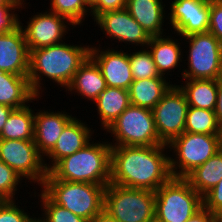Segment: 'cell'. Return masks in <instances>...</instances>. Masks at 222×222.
Segmentation results:
<instances>
[{
	"mask_svg": "<svg viewBox=\"0 0 222 222\" xmlns=\"http://www.w3.org/2000/svg\"><path fill=\"white\" fill-rule=\"evenodd\" d=\"M168 146H116L111 148L110 183L156 191L172 174Z\"/></svg>",
	"mask_w": 222,
	"mask_h": 222,
	"instance_id": "obj_1",
	"label": "cell"
},
{
	"mask_svg": "<svg viewBox=\"0 0 222 222\" xmlns=\"http://www.w3.org/2000/svg\"><path fill=\"white\" fill-rule=\"evenodd\" d=\"M30 51L28 80L36 96L42 94L43 76L65 89L70 85L79 67L89 57L90 47L65 42ZM42 78V79H41Z\"/></svg>",
	"mask_w": 222,
	"mask_h": 222,
	"instance_id": "obj_2",
	"label": "cell"
},
{
	"mask_svg": "<svg viewBox=\"0 0 222 222\" xmlns=\"http://www.w3.org/2000/svg\"><path fill=\"white\" fill-rule=\"evenodd\" d=\"M111 148L107 141L95 144L92 141L61 159L49 173L58 180L107 186L110 183Z\"/></svg>",
	"mask_w": 222,
	"mask_h": 222,
	"instance_id": "obj_3",
	"label": "cell"
},
{
	"mask_svg": "<svg viewBox=\"0 0 222 222\" xmlns=\"http://www.w3.org/2000/svg\"><path fill=\"white\" fill-rule=\"evenodd\" d=\"M40 187L55 204L88 222L104 208L105 185L58 180L47 172Z\"/></svg>",
	"mask_w": 222,
	"mask_h": 222,
	"instance_id": "obj_4",
	"label": "cell"
},
{
	"mask_svg": "<svg viewBox=\"0 0 222 222\" xmlns=\"http://www.w3.org/2000/svg\"><path fill=\"white\" fill-rule=\"evenodd\" d=\"M203 208V197L185 178L172 177L155 191V217L162 222H186Z\"/></svg>",
	"mask_w": 222,
	"mask_h": 222,
	"instance_id": "obj_5",
	"label": "cell"
},
{
	"mask_svg": "<svg viewBox=\"0 0 222 222\" xmlns=\"http://www.w3.org/2000/svg\"><path fill=\"white\" fill-rule=\"evenodd\" d=\"M104 209L118 222H149L155 217V191L109 183Z\"/></svg>",
	"mask_w": 222,
	"mask_h": 222,
	"instance_id": "obj_6",
	"label": "cell"
},
{
	"mask_svg": "<svg viewBox=\"0 0 222 222\" xmlns=\"http://www.w3.org/2000/svg\"><path fill=\"white\" fill-rule=\"evenodd\" d=\"M116 141V146L163 145L155 128L153 111L148 108L129 105L126 110L106 129Z\"/></svg>",
	"mask_w": 222,
	"mask_h": 222,
	"instance_id": "obj_7",
	"label": "cell"
},
{
	"mask_svg": "<svg viewBox=\"0 0 222 222\" xmlns=\"http://www.w3.org/2000/svg\"><path fill=\"white\" fill-rule=\"evenodd\" d=\"M175 158L170 157V171L174 178H185L196 167L207 162L220 151L219 135L184 132L168 145ZM179 169V170H178Z\"/></svg>",
	"mask_w": 222,
	"mask_h": 222,
	"instance_id": "obj_8",
	"label": "cell"
},
{
	"mask_svg": "<svg viewBox=\"0 0 222 222\" xmlns=\"http://www.w3.org/2000/svg\"><path fill=\"white\" fill-rule=\"evenodd\" d=\"M189 44L188 68L184 79H222V43L210 32L194 33L183 37ZM188 40V41H187Z\"/></svg>",
	"mask_w": 222,
	"mask_h": 222,
	"instance_id": "obj_9",
	"label": "cell"
},
{
	"mask_svg": "<svg viewBox=\"0 0 222 222\" xmlns=\"http://www.w3.org/2000/svg\"><path fill=\"white\" fill-rule=\"evenodd\" d=\"M0 160L24 180L41 186L44 183L47 176L45 158L39 154L34 140L0 139Z\"/></svg>",
	"mask_w": 222,
	"mask_h": 222,
	"instance_id": "obj_10",
	"label": "cell"
},
{
	"mask_svg": "<svg viewBox=\"0 0 222 222\" xmlns=\"http://www.w3.org/2000/svg\"><path fill=\"white\" fill-rule=\"evenodd\" d=\"M188 107L185 93L174 84L152 109L157 134L164 144L185 132Z\"/></svg>",
	"mask_w": 222,
	"mask_h": 222,
	"instance_id": "obj_11",
	"label": "cell"
},
{
	"mask_svg": "<svg viewBox=\"0 0 222 222\" xmlns=\"http://www.w3.org/2000/svg\"><path fill=\"white\" fill-rule=\"evenodd\" d=\"M29 20L25 28L19 20L29 50L62 43V38H65V33L69 31L68 25H72L65 17L50 11L37 12V15L31 16Z\"/></svg>",
	"mask_w": 222,
	"mask_h": 222,
	"instance_id": "obj_12",
	"label": "cell"
},
{
	"mask_svg": "<svg viewBox=\"0 0 222 222\" xmlns=\"http://www.w3.org/2000/svg\"><path fill=\"white\" fill-rule=\"evenodd\" d=\"M168 19L174 33L181 37L209 30L210 2L206 0H174Z\"/></svg>",
	"mask_w": 222,
	"mask_h": 222,
	"instance_id": "obj_13",
	"label": "cell"
},
{
	"mask_svg": "<svg viewBox=\"0 0 222 222\" xmlns=\"http://www.w3.org/2000/svg\"><path fill=\"white\" fill-rule=\"evenodd\" d=\"M103 34L109 35L110 39H117L120 43L126 42L128 45L147 47L150 35L131 16L126 8L114 11H106L99 14L95 19Z\"/></svg>",
	"mask_w": 222,
	"mask_h": 222,
	"instance_id": "obj_14",
	"label": "cell"
},
{
	"mask_svg": "<svg viewBox=\"0 0 222 222\" xmlns=\"http://www.w3.org/2000/svg\"><path fill=\"white\" fill-rule=\"evenodd\" d=\"M90 45L89 57L99 67L108 87L128 90L132 82V71L128 52L113 48L99 49Z\"/></svg>",
	"mask_w": 222,
	"mask_h": 222,
	"instance_id": "obj_15",
	"label": "cell"
},
{
	"mask_svg": "<svg viewBox=\"0 0 222 222\" xmlns=\"http://www.w3.org/2000/svg\"><path fill=\"white\" fill-rule=\"evenodd\" d=\"M30 51L20 24L0 35V71L28 76Z\"/></svg>",
	"mask_w": 222,
	"mask_h": 222,
	"instance_id": "obj_16",
	"label": "cell"
},
{
	"mask_svg": "<svg viewBox=\"0 0 222 222\" xmlns=\"http://www.w3.org/2000/svg\"><path fill=\"white\" fill-rule=\"evenodd\" d=\"M74 118L65 111H39L35 113L34 142L44 158L55 146L65 126Z\"/></svg>",
	"mask_w": 222,
	"mask_h": 222,
	"instance_id": "obj_17",
	"label": "cell"
},
{
	"mask_svg": "<svg viewBox=\"0 0 222 222\" xmlns=\"http://www.w3.org/2000/svg\"><path fill=\"white\" fill-rule=\"evenodd\" d=\"M91 128L77 118H73L64 128L54 148L45 156L51 159V163L44 165L49 172L61 159L84 148L92 139ZM52 164V165H51Z\"/></svg>",
	"mask_w": 222,
	"mask_h": 222,
	"instance_id": "obj_18",
	"label": "cell"
},
{
	"mask_svg": "<svg viewBox=\"0 0 222 222\" xmlns=\"http://www.w3.org/2000/svg\"><path fill=\"white\" fill-rule=\"evenodd\" d=\"M165 3L162 0H127L126 9L150 35L162 36L165 29Z\"/></svg>",
	"mask_w": 222,
	"mask_h": 222,
	"instance_id": "obj_19",
	"label": "cell"
},
{
	"mask_svg": "<svg viewBox=\"0 0 222 222\" xmlns=\"http://www.w3.org/2000/svg\"><path fill=\"white\" fill-rule=\"evenodd\" d=\"M106 87V81L99 67L88 57L75 73L66 91L77 92L78 96L94 102Z\"/></svg>",
	"mask_w": 222,
	"mask_h": 222,
	"instance_id": "obj_20",
	"label": "cell"
},
{
	"mask_svg": "<svg viewBox=\"0 0 222 222\" xmlns=\"http://www.w3.org/2000/svg\"><path fill=\"white\" fill-rule=\"evenodd\" d=\"M37 98L39 96L32 92L27 76L0 71V104L17 109Z\"/></svg>",
	"mask_w": 222,
	"mask_h": 222,
	"instance_id": "obj_21",
	"label": "cell"
},
{
	"mask_svg": "<svg viewBox=\"0 0 222 222\" xmlns=\"http://www.w3.org/2000/svg\"><path fill=\"white\" fill-rule=\"evenodd\" d=\"M153 36L150 37L147 49L152 54L156 69L161 76L178 67L182 62V49L177 42L179 39H172L169 35L164 37ZM176 40V41H175ZM179 63V64H178Z\"/></svg>",
	"mask_w": 222,
	"mask_h": 222,
	"instance_id": "obj_22",
	"label": "cell"
},
{
	"mask_svg": "<svg viewBox=\"0 0 222 222\" xmlns=\"http://www.w3.org/2000/svg\"><path fill=\"white\" fill-rule=\"evenodd\" d=\"M165 78L134 80L128 89L131 104L152 110L173 85Z\"/></svg>",
	"mask_w": 222,
	"mask_h": 222,
	"instance_id": "obj_23",
	"label": "cell"
},
{
	"mask_svg": "<svg viewBox=\"0 0 222 222\" xmlns=\"http://www.w3.org/2000/svg\"><path fill=\"white\" fill-rule=\"evenodd\" d=\"M93 103L97 106L103 130H106L131 105L128 90L108 86Z\"/></svg>",
	"mask_w": 222,
	"mask_h": 222,
	"instance_id": "obj_24",
	"label": "cell"
},
{
	"mask_svg": "<svg viewBox=\"0 0 222 222\" xmlns=\"http://www.w3.org/2000/svg\"><path fill=\"white\" fill-rule=\"evenodd\" d=\"M184 85H178L185 93L189 107L215 111L219 80L184 79Z\"/></svg>",
	"mask_w": 222,
	"mask_h": 222,
	"instance_id": "obj_25",
	"label": "cell"
},
{
	"mask_svg": "<svg viewBox=\"0 0 222 222\" xmlns=\"http://www.w3.org/2000/svg\"><path fill=\"white\" fill-rule=\"evenodd\" d=\"M29 107L26 105L12 110L0 133V139L34 140L35 112Z\"/></svg>",
	"mask_w": 222,
	"mask_h": 222,
	"instance_id": "obj_26",
	"label": "cell"
},
{
	"mask_svg": "<svg viewBox=\"0 0 222 222\" xmlns=\"http://www.w3.org/2000/svg\"><path fill=\"white\" fill-rule=\"evenodd\" d=\"M185 179L203 197L222 179V152L218 151L207 162L196 167Z\"/></svg>",
	"mask_w": 222,
	"mask_h": 222,
	"instance_id": "obj_27",
	"label": "cell"
},
{
	"mask_svg": "<svg viewBox=\"0 0 222 222\" xmlns=\"http://www.w3.org/2000/svg\"><path fill=\"white\" fill-rule=\"evenodd\" d=\"M221 128L215 111L188 107L185 121V132L219 135Z\"/></svg>",
	"mask_w": 222,
	"mask_h": 222,
	"instance_id": "obj_28",
	"label": "cell"
},
{
	"mask_svg": "<svg viewBox=\"0 0 222 222\" xmlns=\"http://www.w3.org/2000/svg\"><path fill=\"white\" fill-rule=\"evenodd\" d=\"M49 11L65 17L73 28L81 25L90 9L83 0H50Z\"/></svg>",
	"mask_w": 222,
	"mask_h": 222,
	"instance_id": "obj_29",
	"label": "cell"
},
{
	"mask_svg": "<svg viewBox=\"0 0 222 222\" xmlns=\"http://www.w3.org/2000/svg\"><path fill=\"white\" fill-rule=\"evenodd\" d=\"M141 49L128 54L133 79L140 80L159 77L160 74L156 69L151 52L147 50V47Z\"/></svg>",
	"mask_w": 222,
	"mask_h": 222,
	"instance_id": "obj_30",
	"label": "cell"
},
{
	"mask_svg": "<svg viewBox=\"0 0 222 222\" xmlns=\"http://www.w3.org/2000/svg\"><path fill=\"white\" fill-rule=\"evenodd\" d=\"M38 196L41 198L40 202L44 212L41 219L44 222H88L68 209L55 204L43 191Z\"/></svg>",
	"mask_w": 222,
	"mask_h": 222,
	"instance_id": "obj_31",
	"label": "cell"
},
{
	"mask_svg": "<svg viewBox=\"0 0 222 222\" xmlns=\"http://www.w3.org/2000/svg\"><path fill=\"white\" fill-rule=\"evenodd\" d=\"M21 178L11 167L0 160V201L14 200L17 194L18 183H22ZM21 181V182H20Z\"/></svg>",
	"mask_w": 222,
	"mask_h": 222,
	"instance_id": "obj_32",
	"label": "cell"
},
{
	"mask_svg": "<svg viewBox=\"0 0 222 222\" xmlns=\"http://www.w3.org/2000/svg\"><path fill=\"white\" fill-rule=\"evenodd\" d=\"M15 200L0 201V222H31L34 217L19 208Z\"/></svg>",
	"mask_w": 222,
	"mask_h": 222,
	"instance_id": "obj_33",
	"label": "cell"
},
{
	"mask_svg": "<svg viewBox=\"0 0 222 222\" xmlns=\"http://www.w3.org/2000/svg\"><path fill=\"white\" fill-rule=\"evenodd\" d=\"M203 207L216 216L222 212V179L203 196Z\"/></svg>",
	"mask_w": 222,
	"mask_h": 222,
	"instance_id": "obj_34",
	"label": "cell"
},
{
	"mask_svg": "<svg viewBox=\"0 0 222 222\" xmlns=\"http://www.w3.org/2000/svg\"><path fill=\"white\" fill-rule=\"evenodd\" d=\"M222 43V1L210 2L209 30Z\"/></svg>",
	"mask_w": 222,
	"mask_h": 222,
	"instance_id": "obj_35",
	"label": "cell"
},
{
	"mask_svg": "<svg viewBox=\"0 0 222 222\" xmlns=\"http://www.w3.org/2000/svg\"><path fill=\"white\" fill-rule=\"evenodd\" d=\"M16 9L18 8L15 6H0V35L11 31L19 24L20 18L15 12Z\"/></svg>",
	"mask_w": 222,
	"mask_h": 222,
	"instance_id": "obj_36",
	"label": "cell"
},
{
	"mask_svg": "<svg viewBox=\"0 0 222 222\" xmlns=\"http://www.w3.org/2000/svg\"><path fill=\"white\" fill-rule=\"evenodd\" d=\"M127 0H99L91 9L90 14L95 19L99 14L106 11H114L126 8Z\"/></svg>",
	"mask_w": 222,
	"mask_h": 222,
	"instance_id": "obj_37",
	"label": "cell"
},
{
	"mask_svg": "<svg viewBox=\"0 0 222 222\" xmlns=\"http://www.w3.org/2000/svg\"><path fill=\"white\" fill-rule=\"evenodd\" d=\"M186 222H217V216L203 207Z\"/></svg>",
	"mask_w": 222,
	"mask_h": 222,
	"instance_id": "obj_38",
	"label": "cell"
},
{
	"mask_svg": "<svg viewBox=\"0 0 222 222\" xmlns=\"http://www.w3.org/2000/svg\"><path fill=\"white\" fill-rule=\"evenodd\" d=\"M215 114H216L219 126L222 129V79H219Z\"/></svg>",
	"mask_w": 222,
	"mask_h": 222,
	"instance_id": "obj_39",
	"label": "cell"
},
{
	"mask_svg": "<svg viewBox=\"0 0 222 222\" xmlns=\"http://www.w3.org/2000/svg\"><path fill=\"white\" fill-rule=\"evenodd\" d=\"M90 222H118L107 210L104 208L95 215Z\"/></svg>",
	"mask_w": 222,
	"mask_h": 222,
	"instance_id": "obj_40",
	"label": "cell"
},
{
	"mask_svg": "<svg viewBox=\"0 0 222 222\" xmlns=\"http://www.w3.org/2000/svg\"><path fill=\"white\" fill-rule=\"evenodd\" d=\"M13 109L10 106L0 104V133Z\"/></svg>",
	"mask_w": 222,
	"mask_h": 222,
	"instance_id": "obj_41",
	"label": "cell"
},
{
	"mask_svg": "<svg viewBox=\"0 0 222 222\" xmlns=\"http://www.w3.org/2000/svg\"><path fill=\"white\" fill-rule=\"evenodd\" d=\"M6 1L8 3H11L13 6H15L18 9L22 8V6L24 8V4H26L24 3L25 2L24 0H6Z\"/></svg>",
	"mask_w": 222,
	"mask_h": 222,
	"instance_id": "obj_42",
	"label": "cell"
},
{
	"mask_svg": "<svg viewBox=\"0 0 222 222\" xmlns=\"http://www.w3.org/2000/svg\"><path fill=\"white\" fill-rule=\"evenodd\" d=\"M86 6L91 10L99 0H83Z\"/></svg>",
	"mask_w": 222,
	"mask_h": 222,
	"instance_id": "obj_43",
	"label": "cell"
},
{
	"mask_svg": "<svg viewBox=\"0 0 222 222\" xmlns=\"http://www.w3.org/2000/svg\"><path fill=\"white\" fill-rule=\"evenodd\" d=\"M219 147L220 151L222 152V129L219 132Z\"/></svg>",
	"mask_w": 222,
	"mask_h": 222,
	"instance_id": "obj_44",
	"label": "cell"
},
{
	"mask_svg": "<svg viewBox=\"0 0 222 222\" xmlns=\"http://www.w3.org/2000/svg\"><path fill=\"white\" fill-rule=\"evenodd\" d=\"M0 6H13L11 3H8L6 0H0Z\"/></svg>",
	"mask_w": 222,
	"mask_h": 222,
	"instance_id": "obj_45",
	"label": "cell"
},
{
	"mask_svg": "<svg viewBox=\"0 0 222 222\" xmlns=\"http://www.w3.org/2000/svg\"><path fill=\"white\" fill-rule=\"evenodd\" d=\"M36 218H37V217L33 218V219L31 220V222H44L43 219H41V217H40V218L38 217L37 219H36Z\"/></svg>",
	"mask_w": 222,
	"mask_h": 222,
	"instance_id": "obj_46",
	"label": "cell"
},
{
	"mask_svg": "<svg viewBox=\"0 0 222 222\" xmlns=\"http://www.w3.org/2000/svg\"><path fill=\"white\" fill-rule=\"evenodd\" d=\"M217 222H222V212L217 215Z\"/></svg>",
	"mask_w": 222,
	"mask_h": 222,
	"instance_id": "obj_47",
	"label": "cell"
},
{
	"mask_svg": "<svg viewBox=\"0 0 222 222\" xmlns=\"http://www.w3.org/2000/svg\"><path fill=\"white\" fill-rule=\"evenodd\" d=\"M149 222H162L160 220H158L156 217H154L152 220H150Z\"/></svg>",
	"mask_w": 222,
	"mask_h": 222,
	"instance_id": "obj_48",
	"label": "cell"
},
{
	"mask_svg": "<svg viewBox=\"0 0 222 222\" xmlns=\"http://www.w3.org/2000/svg\"><path fill=\"white\" fill-rule=\"evenodd\" d=\"M206 1L212 2V1H222V0H206Z\"/></svg>",
	"mask_w": 222,
	"mask_h": 222,
	"instance_id": "obj_49",
	"label": "cell"
}]
</instances>
